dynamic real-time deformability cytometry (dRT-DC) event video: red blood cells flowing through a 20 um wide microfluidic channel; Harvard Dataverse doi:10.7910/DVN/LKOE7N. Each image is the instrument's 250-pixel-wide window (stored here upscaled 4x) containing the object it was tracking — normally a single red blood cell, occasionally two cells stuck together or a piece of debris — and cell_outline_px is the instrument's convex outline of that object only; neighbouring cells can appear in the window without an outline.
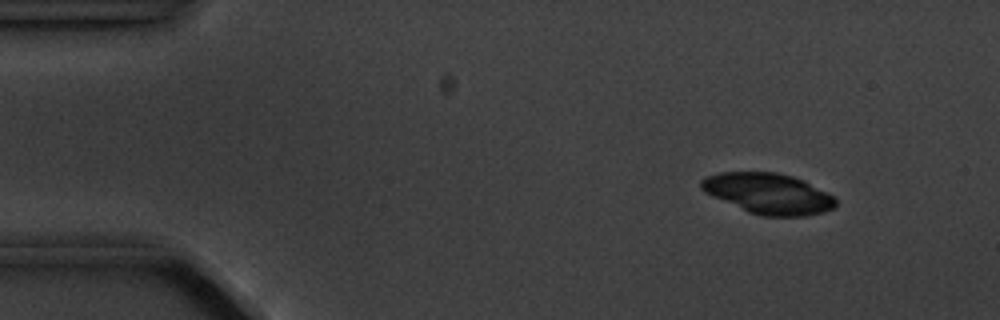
{"species": "common noctule bat (a hibernating species)", "species_latin": "Nyctalus noctula", "temperature_condition": "cold", "stored_images_in_passage": 8, "camera_frame_rate_fps": 3000, "um_per_image_px": 0.085, "animal": {"sex": "male", "body_mass_g": 20.1, "forearm_length_mm": 53.5}, "frame": {"image": 1, "passage_image": 1, "time_ms": 0.0, "image_size_px": [1000, 320], "cell_outline_px": [[836, 204], [832, 208], [824, 212], [808, 216], [760, 216], [748, 212], [712, 196], [704, 192], [700, 188], [700, 180], [704, 176], [720, 172], [776, 172], [792, 176], [804, 180], [836, 196]], "centroid_in_image_um": [65.31, 16.45], "position_along_channel_um": 19.7, "area_um2": 32.19}}